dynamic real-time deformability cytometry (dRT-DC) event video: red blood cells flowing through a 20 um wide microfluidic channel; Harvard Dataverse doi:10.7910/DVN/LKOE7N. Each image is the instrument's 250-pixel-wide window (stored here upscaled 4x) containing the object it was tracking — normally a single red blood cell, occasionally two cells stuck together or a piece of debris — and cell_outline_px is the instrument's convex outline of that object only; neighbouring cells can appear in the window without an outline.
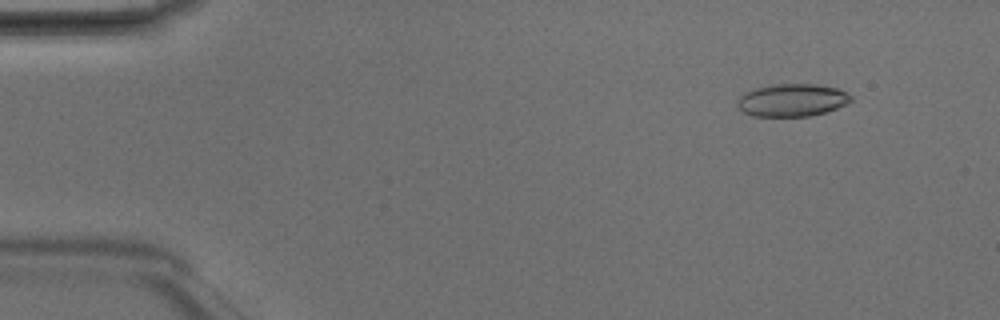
{"species": "Egyptian fruit bat (a non-hibernating species)", "species_latin": "Rousettus aegyptiacus", "temperature_condition": "room temperature", "stored_images_in_passage": 48, "camera_frame_rate_fps": 3000, "um_per_image_px": 0.085, "animal": {"sex": "male"}, "frame": {"image": 1, "passage_image": 5, "time_ms": 1.333, "image_size_px": [1000, 320], "cell_outline_px": [[852, 100], [848, 104], [812, 116], [752, 116], [744, 112], [736, 104], [736, 100], [740, 96], [752, 88], [772, 84], [816, 84], [836, 88], [852, 96]], "centroid_in_image_um": [67.3, 8.51], "position_along_channel_um": 17.7, "area_um2": 21.68}}
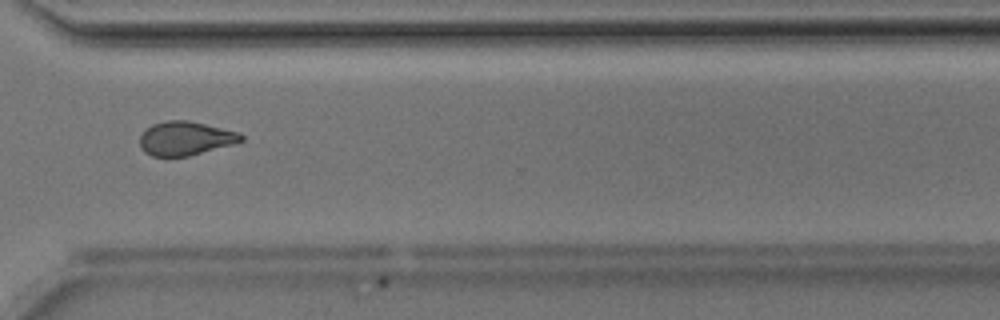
{"frame": {"image": 2, "passage_image": 36, "time_ms": 11.667, "image_size_px": [1000, 320], "cell_outline_px": [[244, 140], [232, 144], [188, 156], [152, 156], [144, 152], [140, 148], [140, 136], [152, 124], [168, 120], [188, 120], [240, 132], [244, 136]], "centroid_in_image_um": [15.76, 11.76], "position_along_channel_um": 354.8, "area_um2": 19.88}}
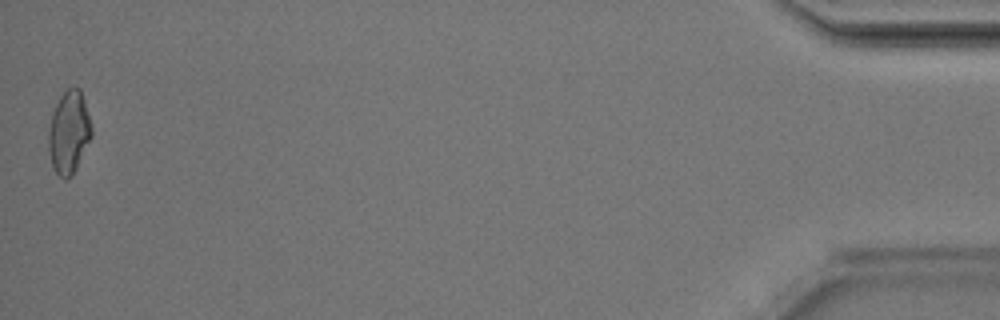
{"frame": {"image": 3, "passage_image": 48, "time_ms": 15.667, "image_size_px": [1000, 320], "cell_outline_px": [[92, 136], [72, 176], [64, 180], [52, 168], [48, 148], [48, 132], [52, 112], [60, 96], [68, 88], [80, 88], [84, 100], [92, 128]], "centroid_in_image_um": [5.84, 11.27], "position_along_channel_um": 429.4, "area_um2": 20.69}, "authors_computed_cell_mechanics": {"area_um2": 20.5479, "velocity_mm_per_s": 4.2197, "shape_relaxation_time_tau1_ms": 7.2411, "shape_relaxation_time_tau2_ms": 2.6117, "deformation_change_tau1": 0.1815, "deformation_change_tau2": 0.075}}